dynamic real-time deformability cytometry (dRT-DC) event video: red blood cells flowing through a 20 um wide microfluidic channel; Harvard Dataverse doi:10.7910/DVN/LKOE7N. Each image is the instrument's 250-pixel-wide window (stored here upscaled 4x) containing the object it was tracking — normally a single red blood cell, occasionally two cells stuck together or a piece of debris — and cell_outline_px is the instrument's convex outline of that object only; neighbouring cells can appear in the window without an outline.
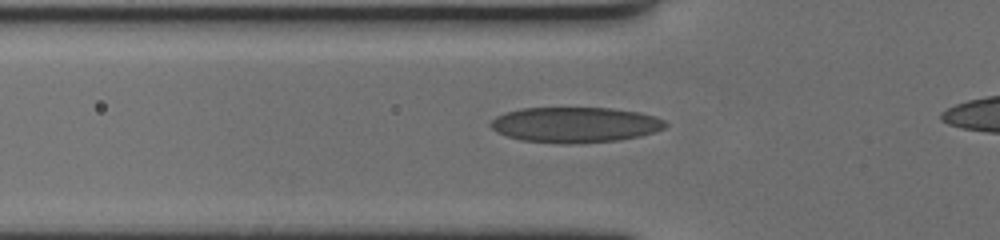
{"species": "human", "species_latin": "Homo sapiens", "temperature_condition": "cold", "stored_images_in_passage": 46, "camera_frame_rate_fps": 3000, "um_per_image_px": 0.085, "donor": {"sex": "female"}, "frame": {"image": 1, "passage_image": 14, "time_ms": 4.333, "image_size_px": [1000, 240], "cell_outline_px": [[668, 124], [664, 128], [640, 136], [616, 140], [572, 144], [564, 144], [520, 140], [496, 132], [488, 124], [496, 116], [504, 112], [520, 108], [612, 108], [640, 112], [656, 116], [664, 120]], "centroid_in_image_um": [48.86, 10.6], "position_along_channel_um": 76.9, "area_um2": 36.24}}
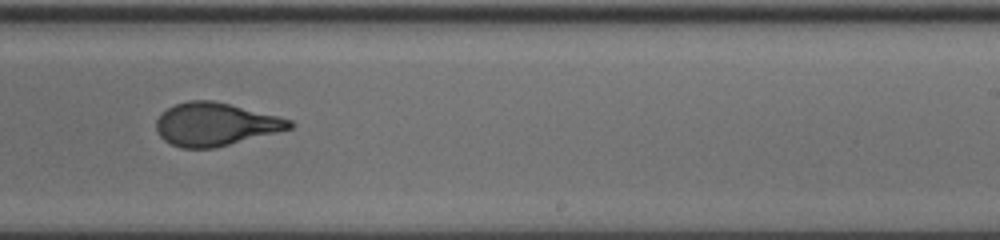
{"frame": {"image": 2, "passage_image": 31, "time_ms": 10.0, "image_size_px": [1000, 240], "cell_outline_px": [[296, 124], [292, 128], [216, 148], [180, 148], [164, 140], [156, 132], [156, 120], [160, 112], [176, 104], [188, 100], [212, 100], [292, 120]], "centroid_in_image_um": [18.26, 10.57], "position_along_channel_um": 270.7, "area_um2": 33.29}}
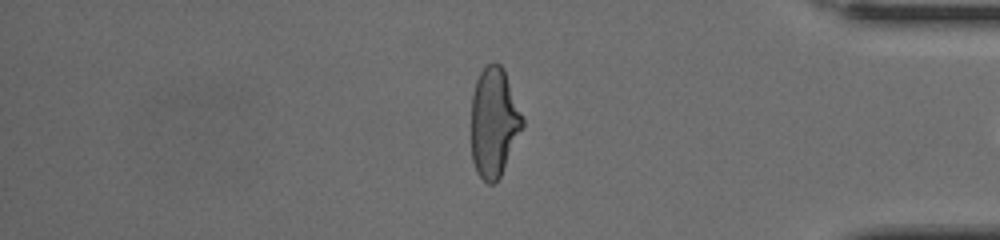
{"frame": {"image": 3, "passage_image": 44, "time_ms": 14.333, "image_size_px": [1000, 240], "cell_outline_px": [[524, 124], [500, 176], [492, 184], [488, 184], [476, 172], [472, 160], [472, 92], [476, 80], [480, 72], [488, 64], [500, 64], [504, 68], [524, 116]], "centroid_in_image_um": [41.99, 10.37], "position_along_channel_um": 393.2, "area_um2": 32.6}, "authors_computed_cell_mechanics": {"area_um2": 34.9112, "velocity_mm_per_s": 3.4191, "shape_relaxation_time_tau1_ms": 6.5476, "shape_relaxation_time_tau2_ms": 1.0845, "deformation_change_tau1": 0.2211, "deformation_change_tau2": 0.0705}}